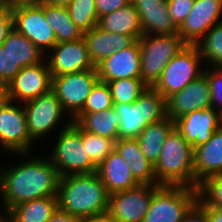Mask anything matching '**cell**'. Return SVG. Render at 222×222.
Returning a JSON list of instances; mask_svg holds the SVG:
<instances>
[{
  "instance_id": "obj_18",
  "label": "cell",
  "mask_w": 222,
  "mask_h": 222,
  "mask_svg": "<svg viewBox=\"0 0 222 222\" xmlns=\"http://www.w3.org/2000/svg\"><path fill=\"white\" fill-rule=\"evenodd\" d=\"M51 50L54 53L47 62L51 76L96 69L89 58L83 37L75 41L57 43Z\"/></svg>"
},
{
  "instance_id": "obj_23",
  "label": "cell",
  "mask_w": 222,
  "mask_h": 222,
  "mask_svg": "<svg viewBox=\"0 0 222 222\" xmlns=\"http://www.w3.org/2000/svg\"><path fill=\"white\" fill-rule=\"evenodd\" d=\"M195 188L208 176L222 174V126L194 149Z\"/></svg>"
},
{
  "instance_id": "obj_46",
  "label": "cell",
  "mask_w": 222,
  "mask_h": 222,
  "mask_svg": "<svg viewBox=\"0 0 222 222\" xmlns=\"http://www.w3.org/2000/svg\"><path fill=\"white\" fill-rule=\"evenodd\" d=\"M206 210L209 222H222V209L203 207Z\"/></svg>"
},
{
  "instance_id": "obj_37",
  "label": "cell",
  "mask_w": 222,
  "mask_h": 222,
  "mask_svg": "<svg viewBox=\"0 0 222 222\" xmlns=\"http://www.w3.org/2000/svg\"><path fill=\"white\" fill-rule=\"evenodd\" d=\"M203 70L210 84L212 107L222 114V67L205 68Z\"/></svg>"
},
{
  "instance_id": "obj_25",
  "label": "cell",
  "mask_w": 222,
  "mask_h": 222,
  "mask_svg": "<svg viewBox=\"0 0 222 222\" xmlns=\"http://www.w3.org/2000/svg\"><path fill=\"white\" fill-rule=\"evenodd\" d=\"M58 208L57 196L19 203L4 216L9 222H47Z\"/></svg>"
},
{
  "instance_id": "obj_35",
  "label": "cell",
  "mask_w": 222,
  "mask_h": 222,
  "mask_svg": "<svg viewBox=\"0 0 222 222\" xmlns=\"http://www.w3.org/2000/svg\"><path fill=\"white\" fill-rule=\"evenodd\" d=\"M113 100L106 82L98 80L88 95L82 110L72 119L77 122L86 113L101 112L113 107Z\"/></svg>"
},
{
  "instance_id": "obj_28",
  "label": "cell",
  "mask_w": 222,
  "mask_h": 222,
  "mask_svg": "<svg viewBox=\"0 0 222 222\" xmlns=\"http://www.w3.org/2000/svg\"><path fill=\"white\" fill-rule=\"evenodd\" d=\"M1 46L7 48L12 61L20 69L37 65L46 56L31 40L20 34L14 27L8 33Z\"/></svg>"
},
{
  "instance_id": "obj_39",
  "label": "cell",
  "mask_w": 222,
  "mask_h": 222,
  "mask_svg": "<svg viewBox=\"0 0 222 222\" xmlns=\"http://www.w3.org/2000/svg\"><path fill=\"white\" fill-rule=\"evenodd\" d=\"M20 71L16 63L7 51V48L0 46V80L7 85Z\"/></svg>"
},
{
  "instance_id": "obj_9",
  "label": "cell",
  "mask_w": 222,
  "mask_h": 222,
  "mask_svg": "<svg viewBox=\"0 0 222 222\" xmlns=\"http://www.w3.org/2000/svg\"><path fill=\"white\" fill-rule=\"evenodd\" d=\"M13 103L8 99L0 103V144L2 149L26 157L34 141L28 132L24 106Z\"/></svg>"
},
{
  "instance_id": "obj_17",
  "label": "cell",
  "mask_w": 222,
  "mask_h": 222,
  "mask_svg": "<svg viewBox=\"0 0 222 222\" xmlns=\"http://www.w3.org/2000/svg\"><path fill=\"white\" fill-rule=\"evenodd\" d=\"M210 107H212L210 84L203 73L183 90L166 99V116L175 121L187 113Z\"/></svg>"
},
{
  "instance_id": "obj_45",
  "label": "cell",
  "mask_w": 222,
  "mask_h": 222,
  "mask_svg": "<svg viewBox=\"0 0 222 222\" xmlns=\"http://www.w3.org/2000/svg\"><path fill=\"white\" fill-rule=\"evenodd\" d=\"M81 222H116L111 215L106 212L99 215H92L81 219Z\"/></svg>"
},
{
  "instance_id": "obj_41",
  "label": "cell",
  "mask_w": 222,
  "mask_h": 222,
  "mask_svg": "<svg viewBox=\"0 0 222 222\" xmlns=\"http://www.w3.org/2000/svg\"><path fill=\"white\" fill-rule=\"evenodd\" d=\"M13 28L12 10L0 6V46Z\"/></svg>"
},
{
  "instance_id": "obj_38",
  "label": "cell",
  "mask_w": 222,
  "mask_h": 222,
  "mask_svg": "<svg viewBox=\"0 0 222 222\" xmlns=\"http://www.w3.org/2000/svg\"><path fill=\"white\" fill-rule=\"evenodd\" d=\"M169 14L179 28L193 8L195 0H167Z\"/></svg>"
},
{
  "instance_id": "obj_14",
  "label": "cell",
  "mask_w": 222,
  "mask_h": 222,
  "mask_svg": "<svg viewBox=\"0 0 222 222\" xmlns=\"http://www.w3.org/2000/svg\"><path fill=\"white\" fill-rule=\"evenodd\" d=\"M13 27L31 40L43 53L51 50L57 39L51 25L42 10V2L36 6L21 7L12 10Z\"/></svg>"
},
{
  "instance_id": "obj_27",
  "label": "cell",
  "mask_w": 222,
  "mask_h": 222,
  "mask_svg": "<svg viewBox=\"0 0 222 222\" xmlns=\"http://www.w3.org/2000/svg\"><path fill=\"white\" fill-rule=\"evenodd\" d=\"M175 128V121L169 117L147 125L138 135L141 151L152 165H156L160 158L162 145L166 137Z\"/></svg>"
},
{
  "instance_id": "obj_12",
  "label": "cell",
  "mask_w": 222,
  "mask_h": 222,
  "mask_svg": "<svg viewBox=\"0 0 222 222\" xmlns=\"http://www.w3.org/2000/svg\"><path fill=\"white\" fill-rule=\"evenodd\" d=\"M24 108L28 132L33 141L54 130L64 112L52 89L36 99L25 102Z\"/></svg>"
},
{
  "instance_id": "obj_42",
  "label": "cell",
  "mask_w": 222,
  "mask_h": 222,
  "mask_svg": "<svg viewBox=\"0 0 222 222\" xmlns=\"http://www.w3.org/2000/svg\"><path fill=\"white\" fill-rule=\"evenodd\" d=\"M182 222H209L206 210L196 202L185 214Z\"/></svg>"
},
{
  "instance_id": "obj_33",
  "label": "cell",
  "mask_w": 222,
  "mask_h": 222,
  "mask_svg": "<svg viewBox=\"0 0 222 222\" xmlns=\"http://www.w3.org/2000/svg\"><path fill=\"white\" fill-rule=\"evenodd\" d=\"M71 20L85 33L98 25L96 0H73L67 6Z\"/></svg>"
},
{
  "instance_id": "obj_10",
  "label": "cell",
  "mask_w": 222,
  "mask_h": 222,
  "mask_svg": "<svg viewBox=\"0 0 222 222\" xmlns=\"http://www.w3.org/2000/svg\"><path fill=\"white\" fill-rule=\"evenodd\" d=\"M99 80L97 69L52 76V90L57 95L65 113L73 119L83 108L92 88Z\"/></svg>"
},
{
  "instance_id": "obj_47",
  "label": "cell",
  "mask_w": 222,
  "mask_h": 222,
  "mask_svg": "<svg viewBox=\"0 0 222 222\" xmlns=\"http://www.w3.org/2000/svg\"><path fill=\"white\" fill-rule=\"evenodd\" d=\"M43 1L51 5L67 7L73 0H43Z\"/></svg>"
},
{
  "instance_id": "obj_43",
  "label": "cell",
  "mask_w": 222,
  "mask_h": 222,
  "mask_svg": "<svg viewBox=\"0 0 222 222\" xmlns=\"http://www.w3.org/2000/svg\"><path fill=\"white\" fill-rule=\"evenodd\" d=\"M43 0H0V6L9 10L39 5Z\"/></svg>"
},
{
  "instance_id": "obj_49",
  "label": "cell",
  "mask_w": 222,
  "mask_h": 222,
  "mask_svg": "<svg viewBox=\"0 0 222 222\" xmlns=\"http://www.w3.org/2000/svg\"><path fill=\"white\" fill-rule=\"evenodd\" d=\"M4 218L5 217L3 215L1 216V214H0V222H2L4 220Z\"/></svg>"
},
{
  "instance_id": "obj_7",
  "label": "cell",
  "mask_w": 222,
  "mask_h": 222,
  "mask_svg": "<svg viewBox=\"0 0 222 222\" xmlns=\"http://www.w3.org/2000/svg\"><path fill=\"white\" fill-rule=\"evenodd\" d=\"M196 202V188L155 185L143 222H182L185 214Z\"/></svg>"
},
{
  "instance_id": "obj_2",
  "label": "cell",
  "mask_w": 222,
  "mask_h": 222,
  "mask_svg": "<svg viewBox=\"0 0 222 222\" xmlns=\"http://www.w3.org/2000/svg\"><path fill=\"white\" fill-rule=\"evenodd\" d=\"M58 208L79 219L108 212L109 193L97 172L61 176Z\"/></svg>"
},
{
  "instance_id": "obj_29",
  "label": "cell",
  "mask_w": 222,
  "mask_h": 222,
  "mask_svg": "<svg viewBox=\"0 0 222 222\" xmlns=\"http://www.w3.org/2000/svg\"><path fill=\"white\" fill-rule=\"evenodd\" d=\"M42 10L51 25L57 43L75 41L84 36L80 28L71 20L67 7L42 2Z\"/></svg>"
},
{
  "instance_id": "obj_4",
  "label": "cell",
  "mask_w": 222,
  "mask_h": 222,
  "mask_svg": "<svg viewBox=\"0 0 222 222\" xmlns=\"http://www.w3.org/2000/svg\"><path fill=\"white\" fill-rule=\"evenodd\" d=\"M113 107L121 117L119 139H136L147 125L167 117L166 100L153 87H148L136 102Z\"/></svg>"
},
{
  "instance_id": "obj_6",
  "label": "cell",
  "mask_w": 222,
  "mask_h": 222,
  "mask_svg": "<svg viewBox=\"0 0 222 222\" xmlns=\"http://www.w3.org/2000/svg\"><path fill=\"white\" fill-rule=\"evenodd\" d=\"M141 59V80L152 87L169 61L187 44L178 34H143L138 40Z\"/></svg>"
},
{
  "instance_id": "obj_24",
  "label": "cell",
  "mask_w": 222,
  "mask_h": 222,
  "mask_svg": "<svg viewBox=\"0 0 222 222\" xmlns=\"http://www.w3.org/2000/svg\"><path fill=\"white\" fill-rule=\"evenodd\" d=\"M115 150L127 162L139 184L156 185L154 165L145 157L136 139H118Z\"/></svg>"
},
{
  "instance_id": "obj_21",
  "label": "cell",
  "mask_w": 222,
  "mask_h": 222,
  "mask_svg": "<svg viewBox=\"0 0 222 222\" xmlns=\"http://www.w3.org/2000/svg\"><path fill=\"white\" fill-rule=\"evenodd\" d=\"M91 62L96 67L115 51L129 48L137 40L130 35L110 33L96 25L83 36Z\"/></svg>"
},
{
  "instance_id": "obj_3",
  "label": "cell",
  "mask_w": 222,
  "mask_h": 222,
  "mask_svg": "<svg viewBox=\"0 0 222 222\" xmlns=\"http://www.w3.org/2000/svg\"><path fill=\"white\" fill-rule=\"evenodd\" d=\"M154 171L156 185H183L195 188L194 149L175 128L162 145Z\"/></svg>"
},
{
  "instance_id": "obj_15",
  "label": "cell",
  "mask_w": 222,
  "mask_h": 222,
  "mask_svg": "<svg viewBox=\"0 0 222 222\" xmlns=\"http://www.w3.org/2000/svg\"><path fill=\"white\" fill-rule=\"evenodd\" d=\"M221 14L222 0H195L178 35L186 44L196 45L211 27L222 22Z\"/></svg>"
},
{
  "instance_id": "obj_22",
  "label": "cell",
  "mask_w": 222,
  "mask_h": 222,
  "mask_svg": "<svg viewBox=\"0 0 222 222\" xmlns=\"http://www.w3.org/2000/svg\"><path fill=\"white\" fill-rule=\"evenodd\" d=\"M109 195L134 188L139 183L133 177L127 162L114 150L96 171Z\"/></svg>"
},
{
  "instance_id": "obj_5",
  "label": "cell",
  "mask_w": 222,
  "mask_h": 222,
  "mask_svg": "<svg viewBox=\"0 0 222 222\" xmlns=\"http://www.w3.org/2000/svg\"><path fill=\"white\" fill-rule=\"evenodd\" d=\"M62 128L49 157L59 176L96 172L97 166L90 160L82 143V128L72 119Z\"/></svg>"
},
{
  "instance_id": "obj_44",
  "label": "cell",
  "mask_w": 222,
  "mask_h": 222,
  "mask_svg": "<svg viewBox=\"0 0 222 222\" xmlns=\"http://www.w3.org/2000/svg\"><path fill=\"white\" fill-rule=\"evenodd\" d=\"M47 222H81V219L63 211L60 208H57Z\"/></svg>"
},
{
  "instance_id": "obj_36",
  "label": "cell",
  "mask_w": 222,
  "mask_h": 222,
  "mask_svg": "<svg viewBox=\"0 0 222 222\" xmlns=\"http://www.w3.org/2000/svg\"><path fill=\"white\" fill-rule=\"evenodd\" d=\"M82 143L90 160L98 167L115 150L116 141L82 129Z\"/></svg>"
},
{
  "instance_id": "obj_40",
  "label": "cell",
  "mask_w": 222,
  "mask_h": 222,
  "mask_svg": "<svg viewBox=\"0 0 222 222\" xmlns=\"http://www.w3.org/2000/svg\"><path fill=\"white\" fill-rule=\"evenodd\" d=\"M131 3V0H96V11L98 18L106 14L115 12L121 7H124Z\"/></svg>"
},
{
  "instance_id": "obj_13",
  "label": "cell",
  "mask_w": 222,
  "mask_h": 222,
  "mask_svg": "<svg viewBox=\"0 0 222 222\" xmlns=\"http://www.w3.org/2000/svg\"><path fill=\"white\" fill-rule=\"evenodd\" d=\"M45 64V65H44ZM27 66L6 85L7 99L23 101L36 99L52 89V76L47 63Z\"/></svg>"
},
{
  "instance_id": "obj_11",
  "label": "cell",
  "mask_w": 222,
  "mask_h": 222,
  "mask_svg": "<svg viewBox=\"0 0 222 222\" xmlns=\"http://www.w3.org/2000/svg\"><path fill=\"white\" fill-rule=\"evenodd\" d=\"M155 185L138 186L109 195L108 213L116 222H143Z\"/></svg>"
},
{
  "instance_id": "obj_50",
  "label": "cell",
  "mask_w": 222,
  "mask_h": 222,
  "mask_svg": "<svg viewBox=\"0 0 222 222\" xmlns=\"http://www.w3.org/2000/svg\"><path fill=\"white\" fill-rule=\"evenodd\" d=\"M2 222H9L6 218H4V220Z\"/></svg>"
},
{
  "instance_id": "obj_31",
  "label": "cell",
  "mask_w": 222,
  "mask_h": 222,
  "mask_svg": "<svg viewBox=\"0 0 222 222\" xmlns=\"http://www.w3.org/2000/svg\"><path fill=\"white\" fill-rule=\"evenodd\" d=\"M113 104H132L149 87L141 79L127 78L107 82Z\"/></svg>"
},
{
  "instance_id": "obj_16",
  "label": "cell",
  "mask_w": 222,
  "mask_h": 222,
  "mask_svg": "<svg viewBox=\"0 0 222 222\" xmlns=\"http://www.w3.org/2000/svg\"><path fill=\"white\" fill-rule=\"evenodd\" d=\"M222 126V114L213 107L187 113L175 120V129L193 149L208 142Z\"/></svg>"
},
{
  "instance_id": "obj_20",
  "label": "cell",
  "mask_w": 222,
  "mask_h": 222,
  "mask_svg": "<svg viewBox=\"0 0 222 222\" xmlns=\"http://www.w3.org/2000/svg\"><path fill=\"white\" fill-rule=\"evenodd\" d=\"M139 13L144 34H178V27L168 11L167 0H131Z\"/></svg>"
},
{
  "instance_id": "obj_48",
  "label": "cell",
  "mask_w": 222,
  "mask_h": 222,
  "mask_svg": "<svg viewBox=\"0 0 222 222\" xmlns=\"http://www.w3.org/2000/svg\"><path fill=\"white\" fill-rule=\"evenodd\" d=\"M7 99L6 85L0 80V103Z\"/></svg>"
},
{
  "instance_id": "obj_26",
  "label": "cell",
  "mask_w": 222,
  "mask_h": 222,
  "mask_svg": "<svg viewBox=\"0 0 222 222\" xmlns=\"http://www.w3.org/2000/svg\"><path fill=\"white\" fill-rule=\"evenodd\" d=\"M98 26L110 33L126 34L139 40L143 33L139 13L132 3L106 14L99 19Z\"/></svg>"
},
{
  "instance_id": "obj_34",
  "label": "cell",
  "mask_w": 222,
  "mask_h": 222,
  "mask_svg": "<svg viewBox=\"0 0 222 222\" xmlns=\"http://www.w3.org/2000/svg\"><path fill=\"white\" fill-rule=\"evenodd\" d=\"M196 190L197 202L202 207L222 209V174L206 177L198 183Z\"/></svg>"
},
{
  "instance_id": "obj_30",
  "label": "cell",
  "mask_w": 222,
  "mask_h": 222,
  "mask_svg": "<svg viewBox=\"0 0 222 222\" xmlns=\"http://www.w3.org/2000/svg\"><path fill=\"white\" fill-rule=\"evenodd\" d=\"M121 117L114 107L101 112L86 113L76 123L87 132L117 141Z\"/></svg>"
},
{
  "instance_id": "obj_32",
  "label": "cell",
  "mask_w": 222,
  "mask_h": 222,
  "mask_svg": "<svg viewBox=\"0 0 222 222\" xmlns=\"http://www.w3.org/2000/svg\"><path fill=\"white\" fill-rule=\"evenodd\" d=\"M199 52L212 67H222V22L215 24L196 44Z\"/></svg>"
},
{
  "instance_id": "obj_1",
  "label": "cell",
  "mask_w": 222,
  "mask_h": 222,
  "mask_svg": "<svg viewBox=\"0 0 222 222\" xmlns=\"http://www.w3.org/2000/svg\"><path fill=\"white\" fill-rule=\"evenodd\" d=\"M23 162L5 171L0 169V193L4 214L19 203L57 196L60 176L50 159L31 157Z\"/></svg>"
},
{
  "instance_id": "obj_19",
  "label": "cell",
  "mask_w": 222,
  "mask_h": 222,
  "mask_svg": "<svg viewBox=\"0 0 222 222\" xmlns=\"http://www.w3.org/2000/svg\"><path fill=\"white\" fill-rule=\"evenodd\" d=\"M100 81L141 79V59L138 40L129 48L115 51L96 66Z\"/></svg>"
},
{
  "instance_id": "obj_8",
  "label": "cell",
  "mask_w": 222,
  "mask_h": 222,
  "mask_svg": "<svg viewBox=\"0 0 222 222\" xmlns=\"http://www.w3.org/2000/svg\"><path fill=\"white\" fill-rule=\"evenodd\" d=\"M201 59L197 46L187 44L169 61L152 87L166 100L203 74Z\"/></svg>"
}]
</instances>
